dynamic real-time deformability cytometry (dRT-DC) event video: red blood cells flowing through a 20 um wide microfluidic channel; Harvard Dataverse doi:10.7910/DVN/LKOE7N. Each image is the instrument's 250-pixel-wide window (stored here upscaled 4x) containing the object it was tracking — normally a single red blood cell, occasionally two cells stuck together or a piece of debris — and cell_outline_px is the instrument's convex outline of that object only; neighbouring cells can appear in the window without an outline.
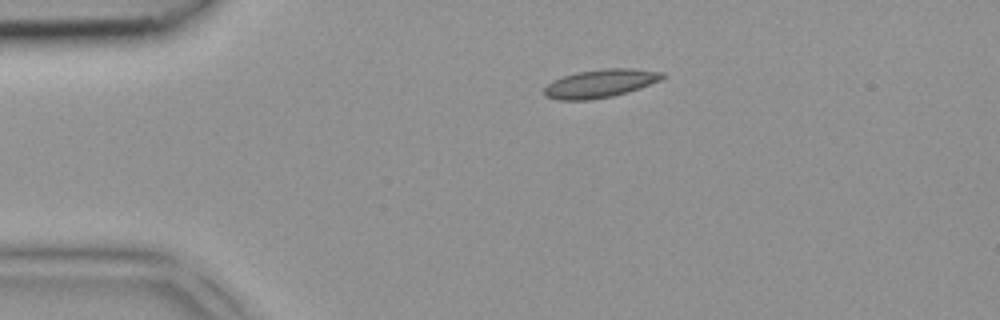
{"species": "common noctule bat (a hibernating species)", "species_latin": "Nyctalus noctula", "temperature_condition": "room temperature", "stored_images_in_passage": 3, "camera_frame_rate_fps": 3000, "um_per_image_px": 0.085, "animal": {"sex": "female", "body_mass_g": 18.4}, "frame": {"image": 1, "passage_image": 3, "time_ms": 0.667, "image_size_px": [1000, 320], "cell_outline_px": [[664, 76], [660, 80], [640, 88], [628, 92], [612, 96], [588, 100], [556, 100], [544, 96], [544, 88], [552, 80], [576, 72], [604, 68], [632, 68], [664, 72]], "centroid_in_image_um": [51.0, 7.09], "position_along_channel_um": 34.0, "area_um2": 19.54}}